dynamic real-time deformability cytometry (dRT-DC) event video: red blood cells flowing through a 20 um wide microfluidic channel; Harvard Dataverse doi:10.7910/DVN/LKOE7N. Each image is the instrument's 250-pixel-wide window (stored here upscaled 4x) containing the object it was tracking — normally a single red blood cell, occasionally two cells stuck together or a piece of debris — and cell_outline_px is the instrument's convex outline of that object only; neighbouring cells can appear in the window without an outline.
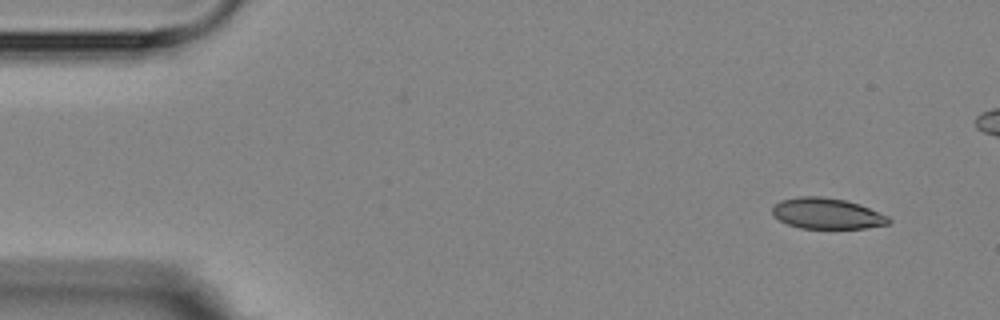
{"species": "Egyptian fruit bat (a non-hibernating species)", "species_latin": "Rousettus aegyptiacus", "temperature_condition": "room temperature", "stored_images_in_passage": 5, "camera_frame_rate_fps": 3000, "um_per_image_px": 0.085, "animal": {"sex": "female"}, "frame": {"image": 1, "passage_image": 1, "time_ms": 0.0, "image_size_px": [1000, 320], "cell_outline_px": [[892, 220], [888, 224], [864, 228], [800, 228], [788, 224], [772, 216], [772, 208], [780, 200], [796, 196], [820, 196], [844, 200], [868, 208], [888, 216]], "centroid_in_image_um": [70.24, 18.15], "position_along_channel_um": 14.8, "area_um2": 20.75}}